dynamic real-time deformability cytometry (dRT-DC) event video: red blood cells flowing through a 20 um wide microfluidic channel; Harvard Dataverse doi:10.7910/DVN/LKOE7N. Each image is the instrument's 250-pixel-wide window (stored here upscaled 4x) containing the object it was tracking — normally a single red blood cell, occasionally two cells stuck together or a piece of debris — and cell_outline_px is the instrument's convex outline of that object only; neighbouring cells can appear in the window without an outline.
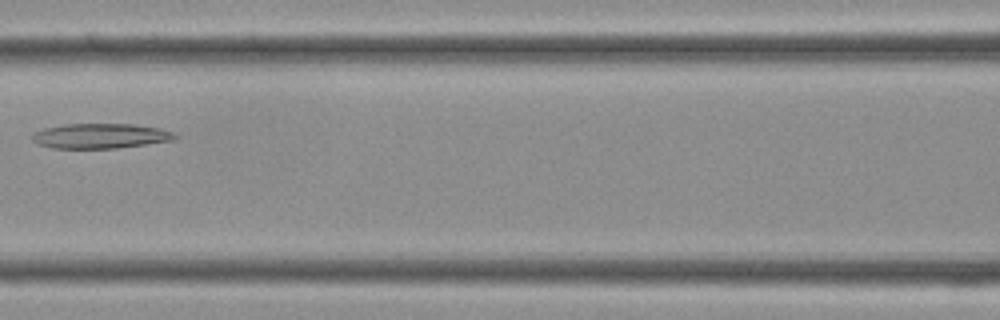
{"species": "Egyptian fruit bat (a non-hibernating species)", "species_latin": "Rousettus aegyptiacus", "temperature_condition": "cold", "stored_images_in_passage": 33, "camera_frame_rate_fps": 3000, "um_per_image_px": 0.085, "frame": {"image": 1, "passage_image": 13, "time_ms": 4.0, "image_size_px": [1000, 320], "cell_outline_px": [[180, 136], [176, 140], [148, 144], [116, 148], [52, 148], [36, 144], [32, 140], [32, 132], [44, 128], [64, 124], [132, 124], [160, 128], [172, 132]], "centroid_in_image_um": [8.54, 11.56], "position_along_channel_um": 158.1, "area_um2": 20.98}}
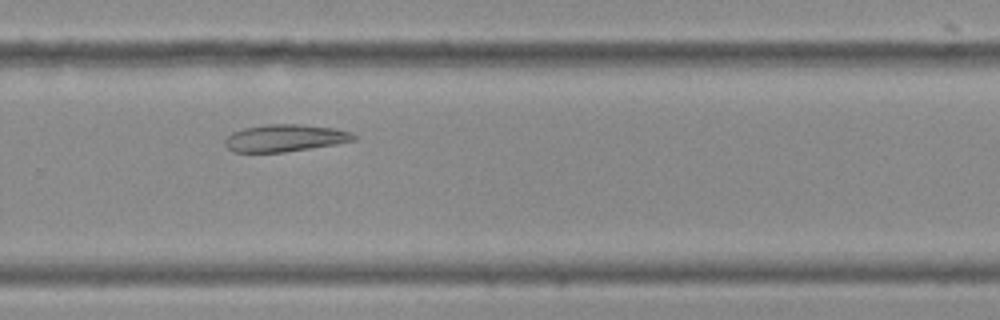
{"frame": {"image": 2, "passage_image": 21, "time_ms": 6.667, "image_size_px": [1000, 320], "cell_outline_px": [[356, 140], [336, 144], [284, 152], [232, 152], [224, 144], [224, 140], [232, 132], [244, 128], [268, 124], [300, 124], [336, 128], [352, 132], [356, 136]], "centroid_in_image_um": [24.23, 11.73], "position_along_channel_um": 305.6, "area_um2": 20.46}}
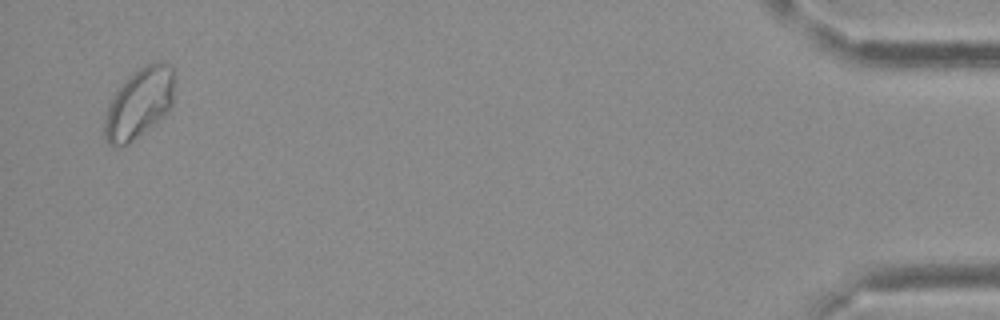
{"frame": {"image": 3, "passage_image": 32, "time_ms": 10.333, "image_size_px": [1000, 320], "cell_outline_px": [[176, 76], [172, 104], [168, 112], [128, 144], [108, 144], [104, 140], [104, 120], [108, 104], [116, 92], [128, 76], [144, 64], [156, 60], [164, 60], [172, 64]], "centroid_in_image_um": [11.88, 8.69], "position_along_channel_um": 423.3, "area_um2": 28.9}}